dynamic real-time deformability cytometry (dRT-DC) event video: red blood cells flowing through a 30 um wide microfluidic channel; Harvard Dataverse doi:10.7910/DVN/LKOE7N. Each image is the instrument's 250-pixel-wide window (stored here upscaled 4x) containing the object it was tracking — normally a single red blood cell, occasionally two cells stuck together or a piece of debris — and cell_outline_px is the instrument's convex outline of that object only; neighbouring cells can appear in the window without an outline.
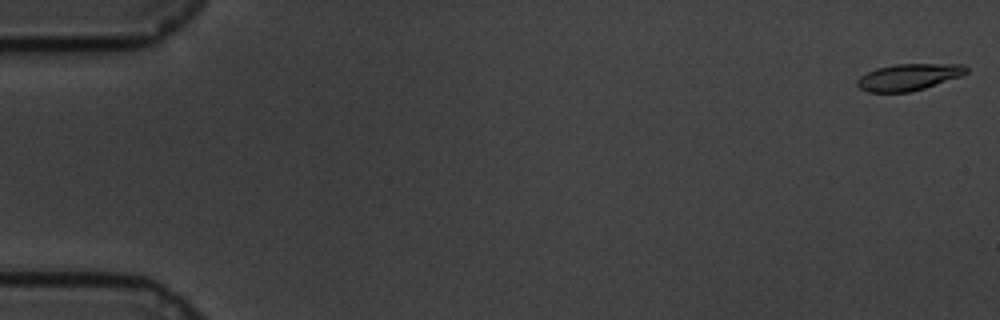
{"species": "common noctule bat (a hibernating species)", "species_latin": "Nyctalus noctula", "temperature_condition": "cold", "stored_images_in_passage": 58, "camera_frame_rate_fps": 3000, "um_per_image_px": 0.085, "animal": {"sex": "male", "body_mass_g": 19.5, "forearm_length_mm": 54.6}, "frame": {"image": 1, "passage_image": 1, "time_ms": 0.0, "image_size_px": [1000, 320], "cell_outline_px": [[968, 72], [960, 76], [924, 88], [908, 92], [868, 92], [860, 88], [856, 84], [856, 80], [860, 76], [876, 68], [896, 64], [964, 64], [968, 68]], "centroid_in_image_um": [77.22, 6.54], "position_along_channel_um": 7.8, "area_um2": 16.82}}
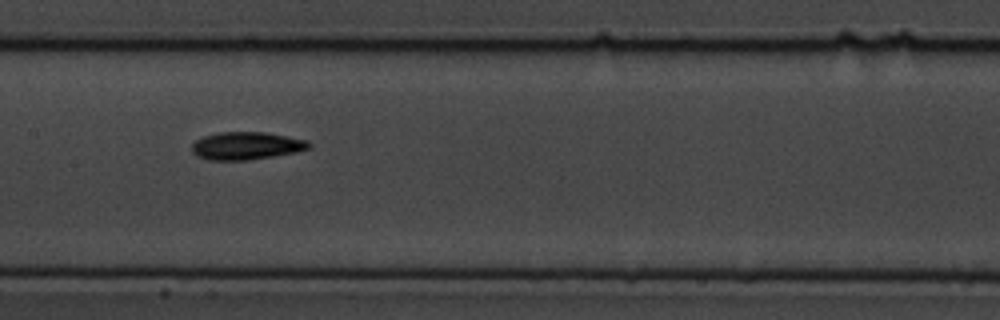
{"frame": {"image": 2, "passage_image": 30, "time_ms": 9.667, "image_size_px": [1000, 320], "cell_outline_px": [[312, 144], [308, 148], [296, 152], [248, 160], [208, 160], [196, 156], [192, 152], [192, 144], [196, 140], [204, 136], [220, 132], [264, 132], [288, 136], [308, 140]], "centroid_in_image_um": [20.93, 12.39], "position_along_channel_um": 186.5, "area_um2": 18.9}}
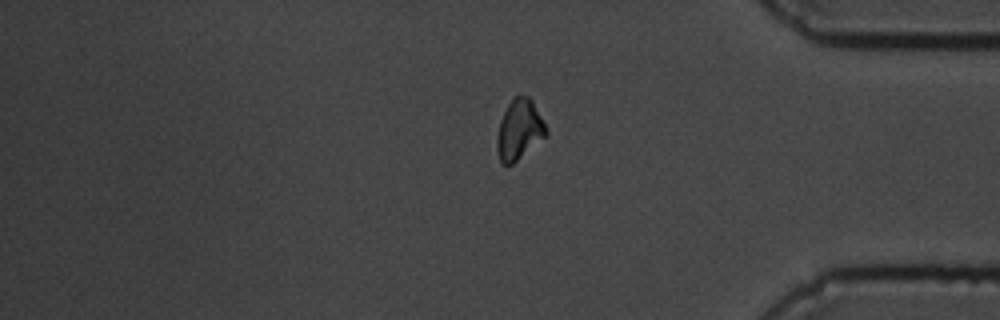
{"frame": {"image": 3, "passage_image": 50, "time_ms": 16.333, "image_size_px": [1000, 320], "cell_outline_px": [[548, 136], [512, 164], [504, 164], [500, 160], [496, 148], [496, 140], [500, 120], [512, 96], [528, 96], [532, 100], [548, 132]], "centroid_in_image_um": [44.14, 11.03], "position_along_channel_um": 391.1, "area_um2": 17.17}}